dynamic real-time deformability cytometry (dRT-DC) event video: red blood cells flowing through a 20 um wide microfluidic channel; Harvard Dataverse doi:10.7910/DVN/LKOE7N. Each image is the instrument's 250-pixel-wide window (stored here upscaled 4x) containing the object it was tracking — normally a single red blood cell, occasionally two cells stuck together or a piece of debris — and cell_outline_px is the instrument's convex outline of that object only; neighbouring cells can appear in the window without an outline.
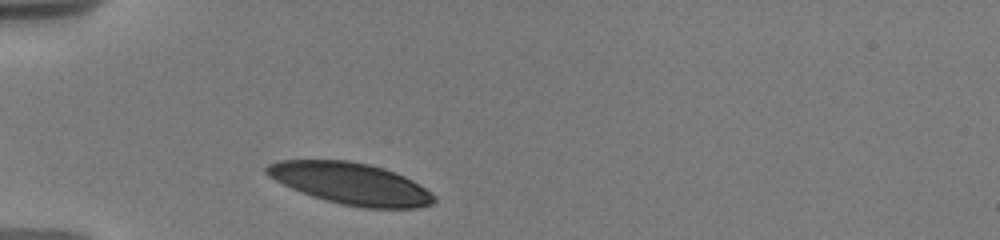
{"species": "human", "species_latin": "Homo sapiens", "temperature_condition": "warm", "stored_images_in_passage": 57, "camera_frame_rate_fps": 3000, "um_per_image_px": 0.085, "donor": {"sex": "male"}, "frame": {"image": 1, "passage_image": 1, "time_ms": 0.0, "image_size_px": [1000, 240], "cell_outline_px": [[436, 200], [432, 204], [416, 208], [364, 208], [340, 204], [324, 200], [300, 192], [268, 176], [264, 172], [264, 168], [268, 164], [280, 160], [348, 160], [368, 164], [384, 168], [396, 172], [412, 180], [436, 196]], "centroid_in_image_um": [29.81, 15.6], "position_along_channel_um": 55.2, "area_um2": 40.69}}
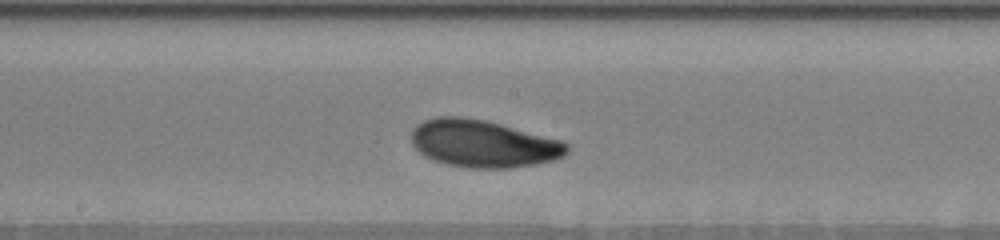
{"frame": {"image": 2, "passage_image": 23, "time_ms": 4.667, "image_size_px": [1000, 240], "cell_outline_px": [[568, 152], [564, 156], [552, 160], [536, 164], [512, 168], [468, 168], [448, 164], [424, 156], [412, 144], [412, 128], [416, 124], [424, 120], [436, 116], [460, 116], [484, 120], [500, 124], [560, 140], [568, 144]], "centroid_in_image_um": [41.05, 12.21], "position_along_channel_um": 207.2, "area_um2": 42.77}}
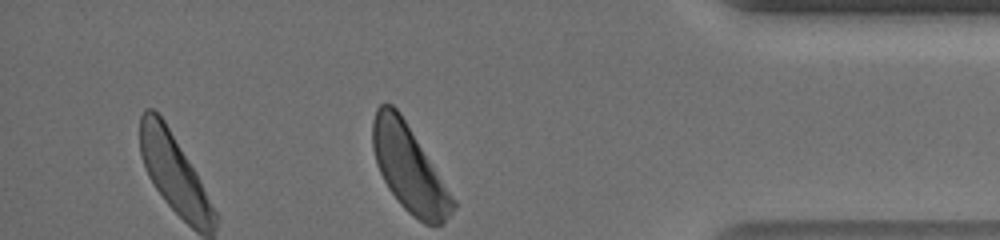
{"frame": {"image": 3, "passage_image": 56, "time_ms": 10.667, "image_size_px": [1000, 240], "cell_outline_px": [[456, 208], [444, 224], [424, 224], [412, 216], [400, 204], [388, 188], [376, 164], [372, 148], [372, 120], [376, 108], [380, 104], [392, 104], [400, 112], [456, 200]], "centroid_in_image_um": [34.78, 14.33], "position_along_channel_um": 400.4, "area_um2": 40.4}, "authors_computed_cell_mechanics": {"area_um2": 42.0206, "velocity_mm_per_s": 3.6042, "shape_relaxation_time_tau1_ms": 2.7573, "shape_relaxation_time_tau2_ms": 8.9858, "deformation_change_tau1": 0.1275, "deformation_change_tau2": 0.1773}}